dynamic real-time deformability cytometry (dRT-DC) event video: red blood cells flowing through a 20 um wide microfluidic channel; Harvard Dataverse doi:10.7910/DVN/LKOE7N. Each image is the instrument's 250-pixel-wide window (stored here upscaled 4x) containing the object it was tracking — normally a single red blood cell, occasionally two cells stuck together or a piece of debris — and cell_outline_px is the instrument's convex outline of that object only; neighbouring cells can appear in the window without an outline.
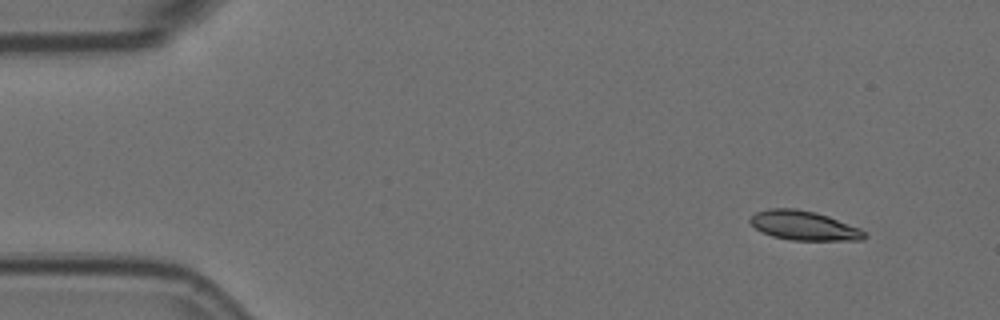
{"species": "Egyptian fruit bat (a non-hibernating species)", "species_latin": "Rousettus aegyptiacus", "temperature_condition": "room temperature", "stored_images_in_passage": 5, "camera_frame_rate_fps": 3000, "um_per_image_px": 0.085, "animal": {"sex": "female"}, "frame": {"image": 1, "passage_image": 1, "time_ms": 0.0, "image_size_px": [1000, 320], "cell_outline_px": [[868, 236], [864, 240], [792, 240], [772, 236], [760, 232], [748, 220], [756, 212], [768, 208], [796, 208], [816, 212], [828, 216], [860, 228]], "centroid_in_image_um": [68.33, 19.17], "position_along_channel_um": 16.7, "area_um2": 19.59}}